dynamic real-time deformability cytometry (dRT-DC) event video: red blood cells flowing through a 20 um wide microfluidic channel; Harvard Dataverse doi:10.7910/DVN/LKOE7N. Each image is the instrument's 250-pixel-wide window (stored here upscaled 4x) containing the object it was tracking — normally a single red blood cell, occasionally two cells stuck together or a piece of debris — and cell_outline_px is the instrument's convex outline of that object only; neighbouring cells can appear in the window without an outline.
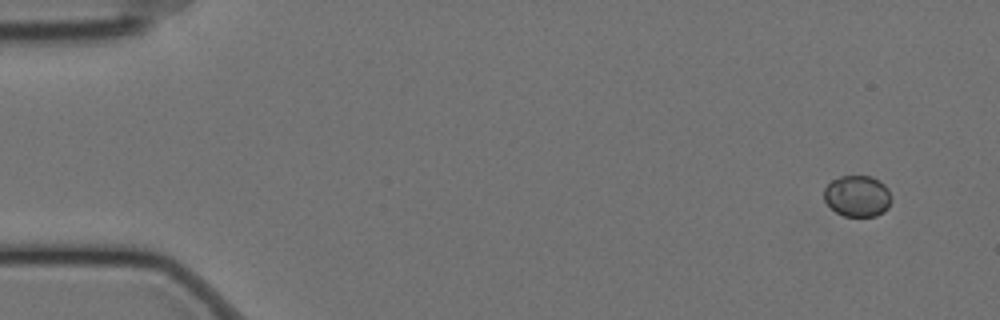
{"species": "Egyptian fruit bat (a non-hibernating species)", "species_latin": "Rousettus aegyptiacus", "temperature_condition": "cold", "stored_images_in_passage": 55, "camera_frame_rate_fps": 3000, "um_per_image_px": 0.085, "animal": {"sex": "female"}, "frame": {"image": 1, "passage_image": 1, "time_ms": 0.0, "image_size_px": [1000, 320], "cell_outline_px": [[888, 208], [884, 212], [876, 216], [844, 216], [836, 212], [824, 200], [824, 188], [832, 180], [840, 176], [872, 176], [884, 184], [888, 188]], "centroid_in_image_um": [72.85, 16.66], "position_along_channel_um": 12.2, "area_um2": 16.01}}
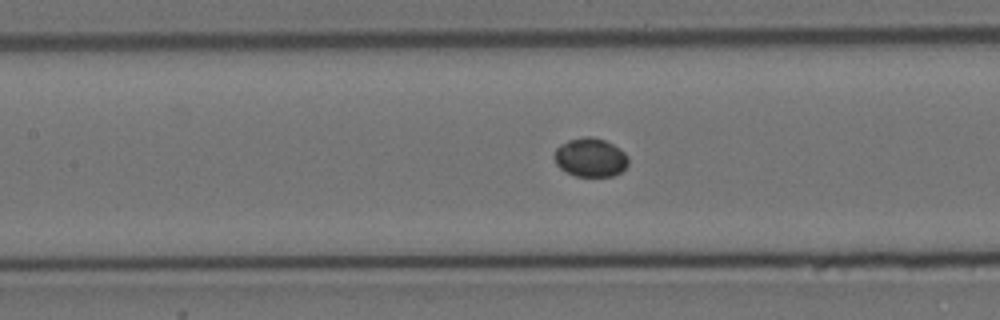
{"frame": {"image": 2, "passage_image": 24, "time_ms": 7.667, "image_size_px": [1000, 320], "cell_outline_px": [[628, 164], [620, 172], [612, 176], [576, 176], [560, 168], [556, 164], [552, 156], [556, 148], [560, 144], [568, 140], [584, 136], [592, 136], [604, 140], [612, 144], [624, 152], [628, 156]], "centroid_in_image_um": [50.15, 13.37], "position_along_channel_um": 157.2, "area_um2": 16.76}}
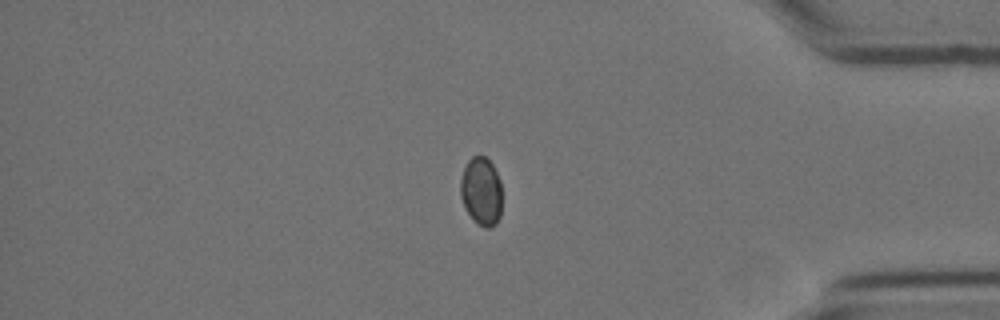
{"frame": {"image": 3, "passage_image": 47, "time_ms": 15.333, "image_size_px": [1000, 320], "cell_outline_px": [[500, 216], [496, 224], [488, 228], [484, 228], [472, 220], [464, 208], [460, 196], [460, 180], [464, 168], [468, 160], [472, 156], [484, 156], [492, 164], [500, 180]], "centroid_in_image_um": [40.88, 16.28], "position_along_channel_um": 394.3, "area_um2": 16.59}}